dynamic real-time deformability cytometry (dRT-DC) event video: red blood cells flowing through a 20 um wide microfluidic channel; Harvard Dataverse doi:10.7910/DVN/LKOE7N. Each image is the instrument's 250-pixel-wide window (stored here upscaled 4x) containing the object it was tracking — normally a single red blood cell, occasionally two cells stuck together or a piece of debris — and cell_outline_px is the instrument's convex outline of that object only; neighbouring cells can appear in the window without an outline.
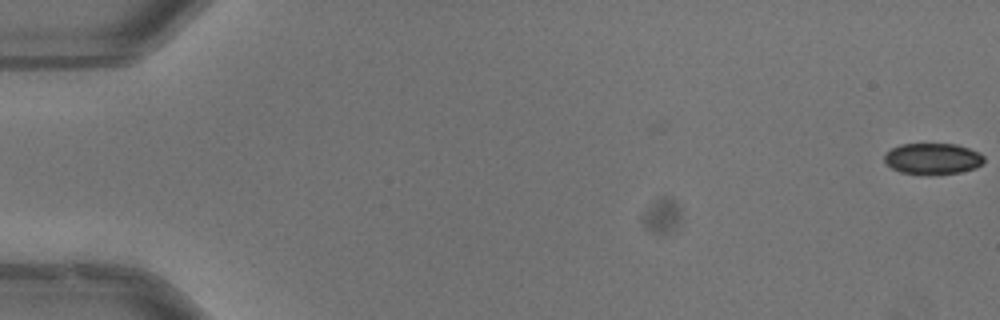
{"species": "common noctule bat (a hibernating species)", "species_latin": "Nyctalus noctula", "temperature_condition": "warm", "stored_images_in_passage": 2, "camera_frame_rate_fps": 3000, "um_per_image_px": 0.085, "animal": {"sex": "male", "body_mass_g": 13.3}, "frame": {"image": 1, "passage_image": 2, "time_ms": 0.333, "image_size_px": [1000, 320], "cell_outline_px": [[984, 160], [976, 168], [960, 172], [928, 176], [924, 176], [900, 172], [892, 168], [884, 160], [884, 156], [892, 148], [900, 144], [956, 144], [980, 152], [984, 156]], "centroid_in_image_um": [79.28, 13.51], "position_along_channel_um": 5.7, "area_um2": 18.32}}